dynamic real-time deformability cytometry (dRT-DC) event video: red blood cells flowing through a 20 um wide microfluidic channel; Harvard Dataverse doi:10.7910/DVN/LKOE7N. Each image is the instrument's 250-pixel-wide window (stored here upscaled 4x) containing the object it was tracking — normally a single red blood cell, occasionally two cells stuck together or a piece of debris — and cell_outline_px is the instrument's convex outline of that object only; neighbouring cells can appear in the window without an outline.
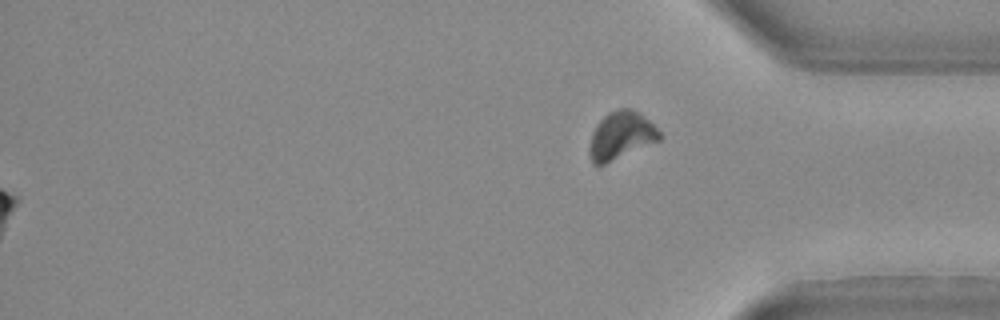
{"species": "Egyptian fruit bat (a non-hibernating species)", "species_latin": "Rousettus aegyptiacus", "temperature_condition": "warm", "stored_images_in_passage": 35, "camera_frame_rate_fps": 3000, "um_per_image_px": 0.085, "animal": {"sex": "female"}, "frame": {"image": 1, "passage_image": 35, "time_ms": 11.333, "image_size_px": [1000, 320], "cell_outline_px": [[664, 136], [660, 140], [604, 164], [592, 164], [588, 152], [592, 132], [596, 124], [608, 112], [620, 108], [628, 108], [640, 112]], "centroid_in_image_um": [52.78, 11.51], "position_along_channel_um": 382.4, "area_um2": 19.42}}